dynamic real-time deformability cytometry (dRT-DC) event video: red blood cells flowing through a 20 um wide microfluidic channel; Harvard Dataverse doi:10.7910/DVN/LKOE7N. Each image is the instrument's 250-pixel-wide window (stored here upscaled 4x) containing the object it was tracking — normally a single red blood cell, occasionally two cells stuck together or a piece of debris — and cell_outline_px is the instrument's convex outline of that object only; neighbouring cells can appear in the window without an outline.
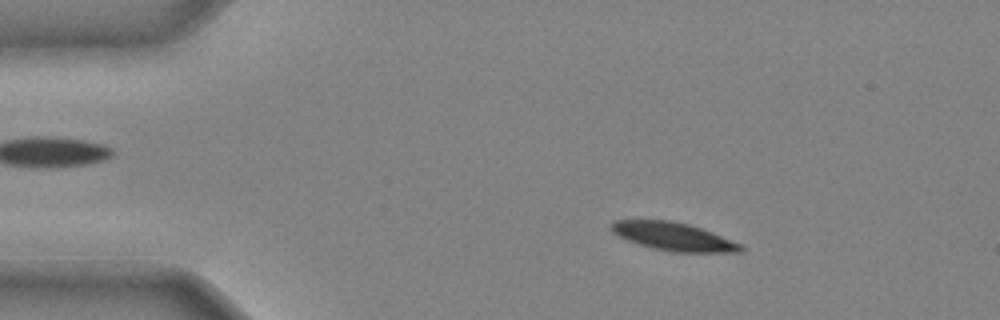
{"species": "common noctule bat (a hibernating species)", "species_latin": "Nyctalus noctula", "temperature_condition": "cold", "stored_images_in_passage": 42, "camera_frame_rate_fps": 3000, "um_per_image_px": 0.085, "animal": {"sex": "male", "body_mass_g": 20.4}, "frame": {"image": 1, "passage_image": 7, "time_ms": 2.0, "image_size_px": [1000, 320], "cell_outline_px": [[744, 252], [672, 252], [652, 248], [628, 240], [612, 232], [608, 228], [612, 220], [672, 220], [688, 224], [712, 232], [740, 244], [744, 248]], "centroid_in_image_um": [57.21, 20.1], "position_along_channel_um": 27.8, "area_um2": 21.15}}
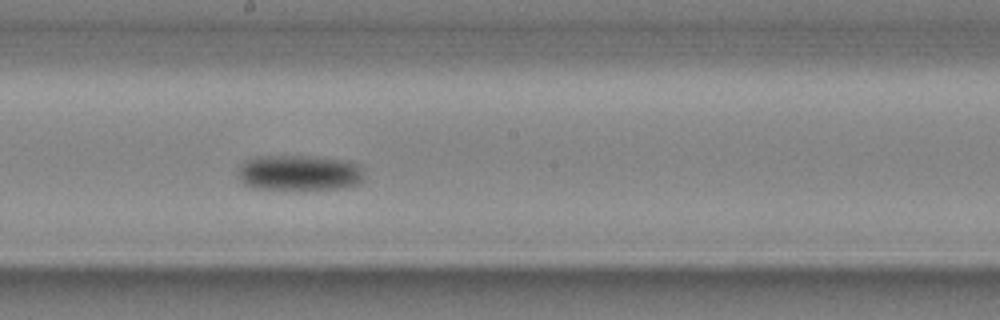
{"frame": {"image": 2, "passage_image": 24, "time_ms": 7.667, "image_size_px": [1000, 320], "cell_outline_px": [[364, 180], [360, 184], [348, 188], [252, 188], [244, 184], [236, 176], [244, 160], [256, 156], [316, 156], [348, 160], [360, 164]], "centroid_in_image_um": [25.47, 14.66], "position_along_channel_um": 222.7, "area_um2": 26.36}}
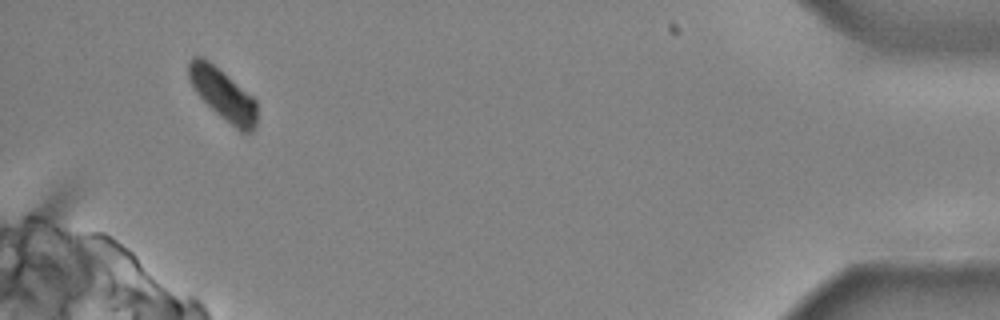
{"frame": {"image": 3, "passage_image": 41, "time_ms": 13.333, "image_size_px": [1000, 320], "cell_outline_px": [[256, 128], [252, 132], [240, 132], [220, 116], [196, 92], [188, 76], [188, 60], [192, 56], [200, 56], [208, 60], [252, 96], [256, 100]], "centroid_in_image_um": [18.95, 8.02], "position_along_channel_um": 416.2, "area_um2": 20.11}}